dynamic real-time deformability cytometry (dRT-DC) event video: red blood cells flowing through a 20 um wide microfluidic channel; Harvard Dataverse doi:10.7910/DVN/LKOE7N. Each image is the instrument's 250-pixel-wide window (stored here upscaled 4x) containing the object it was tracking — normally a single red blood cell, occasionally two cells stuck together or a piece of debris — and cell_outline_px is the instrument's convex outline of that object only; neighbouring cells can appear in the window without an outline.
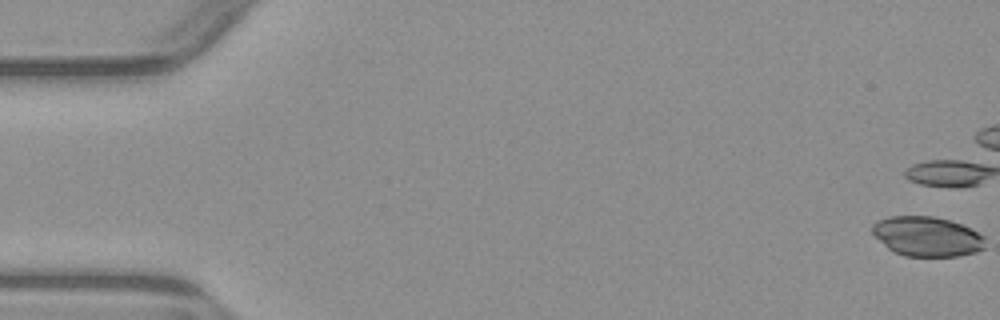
{"species": "common noctule bat (a hibernating species)", "species_latin": "Nyctalus noctula", "temperature_condition": "warm", "stored_images_in_passage": 8, "camera_frame_rate_fps": 3000, "um_per_image_px": 0.085, "animal": {"sex": "male", "body_mass_g": 23.1, "forearm_length_mm": 52.7}, "frame": {"image": 1, "passage_image": 1, "time_ms": 0.0, "image_size_px": [1000, 320], "cell_outline_px": [[984, 248], [976, 252], [960, 256], [904, 256], [892, 252], [872, 232], [872, 224], [876, 220], [888, 216], [932, 216], [948, 220], [960, 224], [984, 236]], "centroid_in_image_um": [78.77, 20.1], "position_along_channel_um": 6.2, "area_um2": 26.07}}
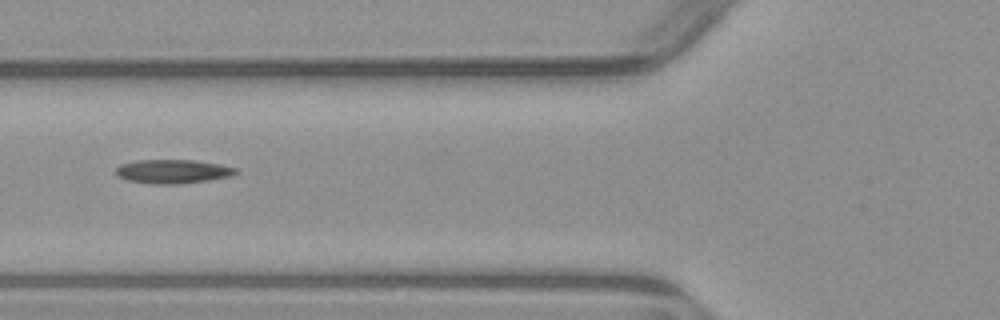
{"frame": {"image": 2, "passage_image": 7, "time_ms": 8.0, "image_size_px": [1000, 320], "cell_outline_px": [[240, 172], [232, 176], [208, 180], [180, 184], [152, 184], [128, 180], [116, 176], [116, 168], [120, 164], [136, 160], [192, 160], [220, 164], [236, 168]], "centroid_in_image_um": [14.69, 14.57], "position_along_channel_um": 111.1, "area_um2": 16.82}}
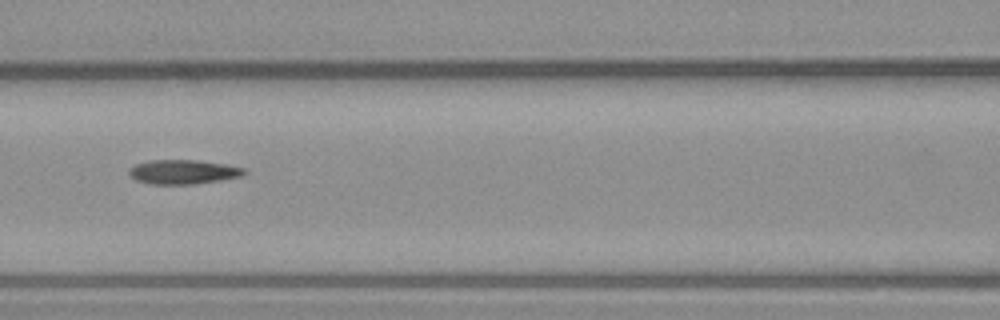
{"frame": {"image": 3, "passage_image": 8, "time_ms": 9.0, "image_size_px": [1000, 320], "cell_outline_px": [[248, 172], [240, 176], [220, 180], [196, 184], [152, 184], [136, 180], [128, 172], [136, 164], [148, 160], [196, 160], [224, 164], [244, 168]], "centroid_in_image_um": [15.58, 14.61], "position_along_channel_um": 151.0, "area_um2": 16.13}}